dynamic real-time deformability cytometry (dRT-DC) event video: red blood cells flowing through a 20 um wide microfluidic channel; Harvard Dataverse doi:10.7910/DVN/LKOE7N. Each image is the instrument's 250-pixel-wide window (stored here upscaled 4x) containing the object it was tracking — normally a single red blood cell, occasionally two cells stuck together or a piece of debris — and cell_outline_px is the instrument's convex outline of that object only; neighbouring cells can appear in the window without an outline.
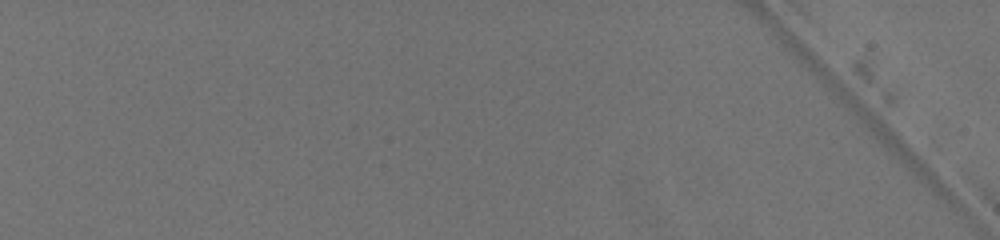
{"species": "common noctule bat (a hibernating species)", "species_latin": "Nyctalus noctula", "temperature_condition": "warm", "stored_images_in_passage": 2, "camera_frame_rate_fps": 3000, "um_per_image_px": 0.085, "animal": {"sex": "female", "body_mass_g": 19.5, "forearm_length_mm": 54.1}, "frame": {"image": 1, "passage_image": 2, "time_ms": 0.333, "image_size_px": [1000, 240], "cell_outline_px": [[220, 160], [208, 188], [172, 220], [160, 224], [156, 224], [152, 216], [152, 208], [176, 184], [216, 156], [220, 156]], "centroid_in_image_um": [15.71, 16.38], "position_along_channel_um": 69.3, "area_um2": 12.6}}